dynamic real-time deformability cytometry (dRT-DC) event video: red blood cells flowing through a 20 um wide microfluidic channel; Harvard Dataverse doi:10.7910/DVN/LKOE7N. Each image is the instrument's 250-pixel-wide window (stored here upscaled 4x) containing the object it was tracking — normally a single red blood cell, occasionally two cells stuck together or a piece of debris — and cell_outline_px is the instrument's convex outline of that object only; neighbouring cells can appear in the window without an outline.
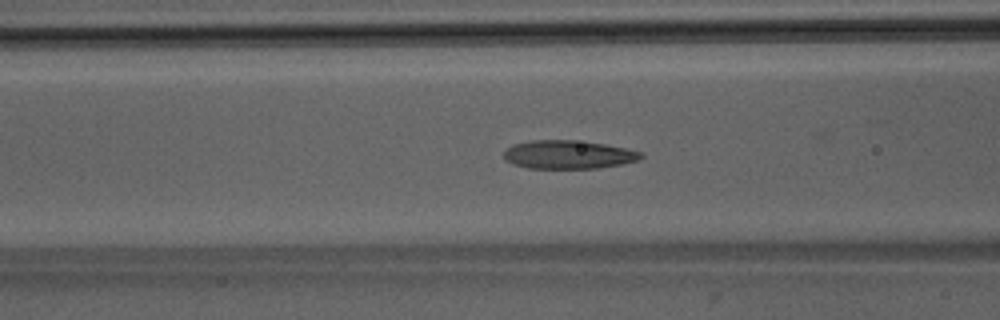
{"species": "Egyptian fruit bat (a non-hibernating species)", "species_latin": "Rousettus aegyptiacus", "temperature_condition": "room temperature", "stored_images_in_passage": 41, "camera_frame_rate_fps": 3000, "um_per_image_px": 0.085, "animal": {"sex": "male"}, "frame": {"image": 1, "passage_image": 10, "time_ms": 3.0, "image_size_px": [1000, 320], "cell_outline_px": [[644, 156], [640, 160], [600, 168], [528, 168], [512, 164], [504, 160], [504, 152], [512, 144], [528, 140], [572, 140], [604, 144], [644, 152]], "centroid_in_image_um": [48.3, 13.14], "position_along_channel_um": 118.3, "area_um2": 22.83}}
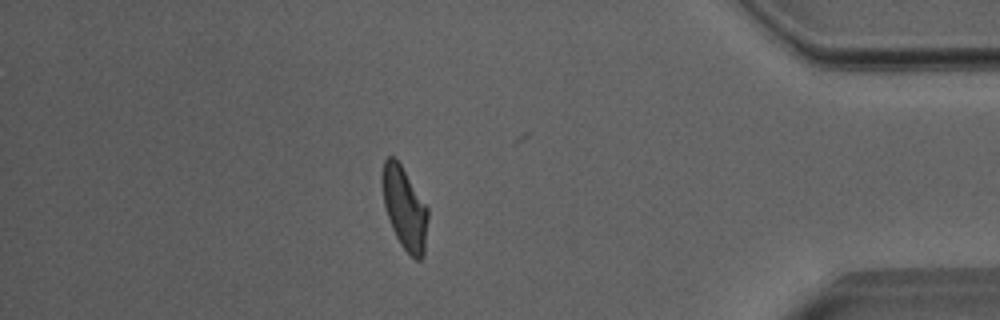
{"frame": {"image": 2, "passage_image": 34, "time_ms": 11.0, "image_size_px": [1000, 320], "cell_outline_px": [[428, 216], [424, 256], [420, 260], [416, 260], [400, 244], [392, 228], [384, 204], [380, 184], [380, 176], [384, 160], [388, 156], [392, 156], [400, 164], [428, 208]], "centroid_in_image_um": [34.37, 17.68], "position_along_channel_um": 400.8, "area_um2": 21.85}}
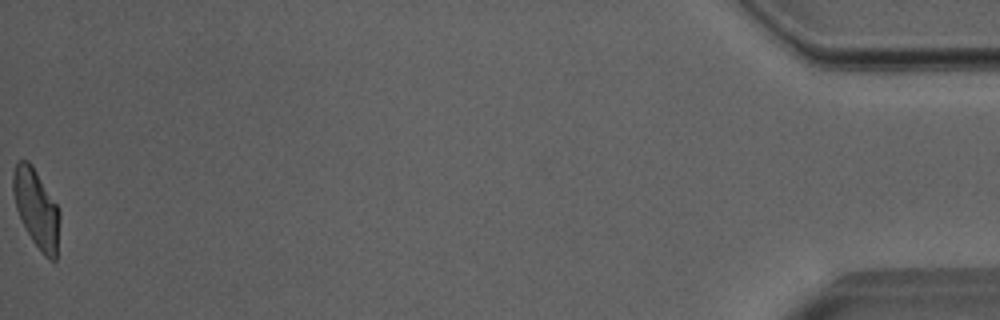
{"frame": {"image": 3, "passage_image": 41, "time_ms": 13.333, "image_size_px": [1000, 320], "cell_outline_px": [[60, 220], [56, 260], [48, 260], [44, 256], [32, 240], [16, 208], [12, 192], [12, 172], [16, 160], [28, 160], [32, 164], [56, 204], [60, 212]], "centroid_in_image_um": [3.08, 17.7], "position_along_channel_um": 432.1, "area_um2": 21.33}, "authors_computed_cell_mechanics": {"area_um2": 22.3108, "velocity_mm_per_s": 4.0088, "shape_relaxation_time_tau1_ms": 4.956, "shape_relaxation_time_tau2_ms": 1.7746, "deformation_change_tau1": 0.1684, "deformation_change_tau2": 0.101}}